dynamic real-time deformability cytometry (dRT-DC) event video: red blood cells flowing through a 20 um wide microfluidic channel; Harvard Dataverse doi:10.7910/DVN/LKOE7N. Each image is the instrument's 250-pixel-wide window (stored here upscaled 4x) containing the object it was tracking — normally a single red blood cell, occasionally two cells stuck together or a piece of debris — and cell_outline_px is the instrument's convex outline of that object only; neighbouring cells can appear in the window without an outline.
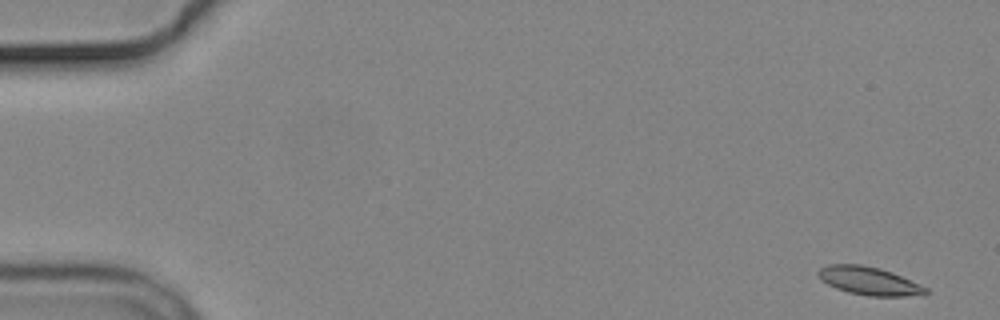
{"species": "common noctule bat (a hibernating species)", "species_latin": "Nyctalus noctula", "temperature_condition": "cold", "stored_images_in_passage": 6, "camera_frame_rate_fps": 3000, "um_per_image_px": 0.085, "animal": {"sex": "male", "body_mass_g": 19.2, "forearm_length_mm": 51.8}, "frame": {"image": 1, "passage_image": 1, "time_ms": 0.0, "image_size_px": [1000, 320], "cell_outline_px": [[932, 292], [924, 296], [868, 296], [848, 292], [836, 288], [820, 280], [816, 272], [820, 268], [828, 264], [860, 264], [880, 268], [892, 272], [920, 284], [928, 288]], "centroid_in_image_um": [73.92, 23.89], "position_along_channel_um": 11.1, "area_um2": 17.98}}
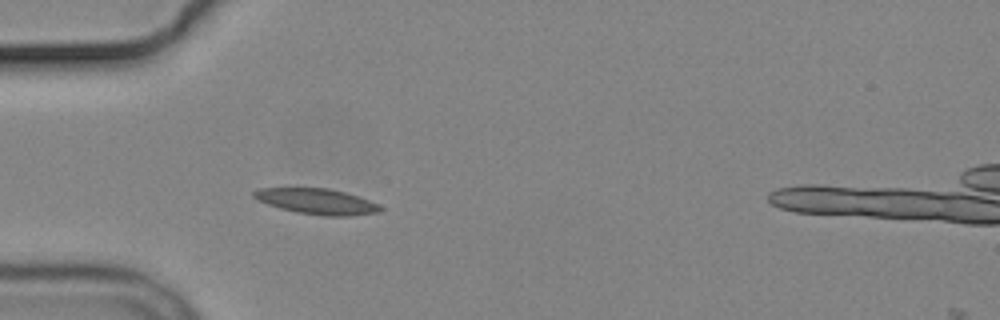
{"frame": {"image": 2, "passage_image": 5, "time_ms": 5.0, "image_size_px": [1000, 320], "cell_outline_px": [[384, 208], [376, 212], [348, 216], [324, 216], [296, 212], [280, 208], [256, 200], [252, 196], [252, 192], [260, 188], [328, 188], [344, 192], [380, 204]], "centroid_in_image_um": [26.9, 17.12], "position_along_channel_um": 58.1, "area_um2": 18.79}}